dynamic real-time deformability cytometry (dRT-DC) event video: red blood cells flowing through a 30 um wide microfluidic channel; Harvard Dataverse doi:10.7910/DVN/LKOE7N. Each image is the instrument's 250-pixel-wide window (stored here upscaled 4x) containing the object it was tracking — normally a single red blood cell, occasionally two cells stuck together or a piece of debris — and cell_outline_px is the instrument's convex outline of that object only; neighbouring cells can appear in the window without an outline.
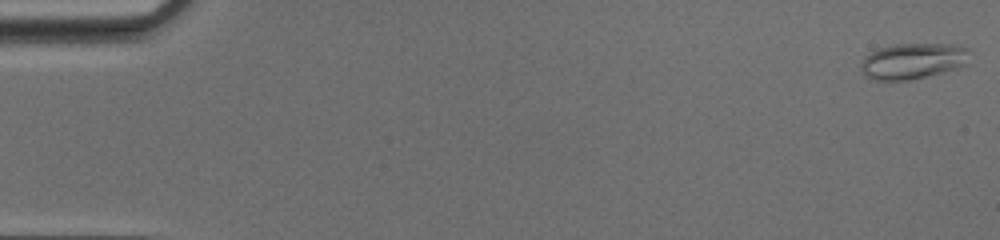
{"species": "common noctule bat (a hibernating species)", "species_latin": "Nyctalus noctula", "temperature_condition": "cold", "stored_images_in_passage": 49, "camera_frame_rate_fps": 3000, "um_per_image_px": 0.085, "animal": {"sex": "female", "body_mass_g": 17.0, "forearm_length_mm": 48.0}, "frame": {"image": 1, "passage_image": 1, "time_ms": 0.0, "image_size_px": [1000, 240], "cell_outline_px": [[968, 64], [956, 68], [908, 80], [872, 80], [864, 76], [860, 68], [860, 64], [864, 56], [880, 48], [896, 44], [960, 44], [968, 48]], "centroid_in_image_um": [77.58, 5.18], "position_along_channel_um": 7.4, "area_um2": 22.72}}
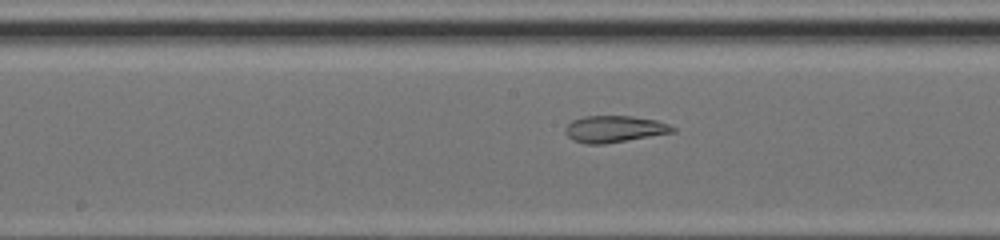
{"frame": {"image": 2, "passage_image": 26, "time_ms": 8.333, "image_size_px": [1000, 240], "cell_outline_px": [[676, 132], [604, 144], [584, 144], [572, 140], [564, 132], [564, 128], [572, 120], [584, 116], [632, 116], [656, 120], [668, 124], [676, 128]], "centroid_in_image_um": [52.2, 10.97], "position_along_channel_um": 196.0, "area_um2": 16.82}}
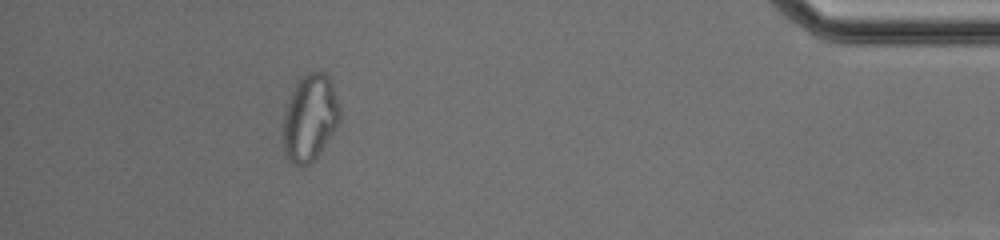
{"frame": {"image": 3, "passage_image": 45, "time_ms": 14.667, "image_size_px": [1000, 240], "cell_outline_px": [[340, 120], [336, 128], [312, 164], [296, 164], [284, 152], [284, 112], [292, 92], [300, 76], [308, 72], [324, 72], [328, 76], [332, 84], [340, 108]], "centroid_in_image_um": [26.36, 9.99], "position_along_channel_um": 408.8, "area_um2": 28.21}, "authors_computed_cell_mechanics": {"area_um2": 20.8658, "velocity_mm_per_s": 4.22, "shape_relaxation_time_tau1_ms": null, "shape_relaxation_time_tau2_ms": 1.4994, "deformation_change_tau1": null, "deformation_change_tau2": 0.0869}}